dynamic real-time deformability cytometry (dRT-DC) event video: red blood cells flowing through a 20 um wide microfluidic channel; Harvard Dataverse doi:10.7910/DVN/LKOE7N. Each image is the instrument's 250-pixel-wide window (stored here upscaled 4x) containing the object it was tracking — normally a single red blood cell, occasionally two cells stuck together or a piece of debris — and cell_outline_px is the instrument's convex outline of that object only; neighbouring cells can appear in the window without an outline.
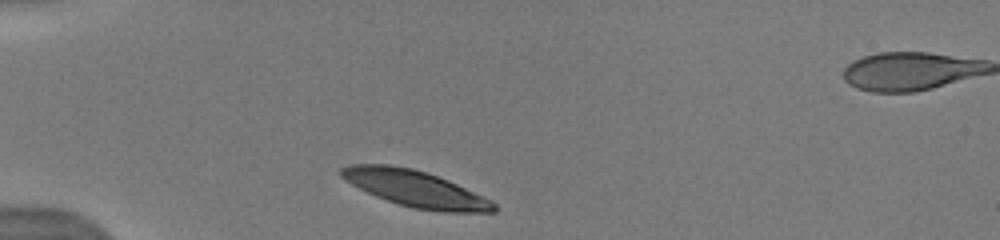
{"species": "human", "species_latin": "Homo sapiens", "temperature_condition": "warm", "stored_images_in_passage": 3, "camera_frame_rate_fps": 3000, "um_per_image_px": 0.085, "donor": {"sex": "male"}, "frame": {"image": 1, "passage_image": 1, "time_ms": 0.0, "image_size_px": [1000, 240], "cell_outline_px": [[500, 208], [496, 212], [444, 212], [412, 208], [376, 196], [344, 180], [340, 176], [340, 168], [348, 164], [388, 164], [412, 168], [448, 180], [492, 200]], "centroid_in_image_um": [35.32, 16.04], "position_along_channel_um": 49.7, "area_um2": 32.19}}